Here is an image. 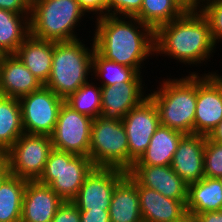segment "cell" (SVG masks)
Listing matches in <instances>:
<instances>
[{"instance_id": "1", "label": "cell", "mask_w": 222, "mask_h": 222, "mask_svg": "<svg viewBox=\"0 0 222 222\" xmlns=\"http://www.w3.org/2000/svg\"><path fill=\"white\" fill-rule=\"evenodd\" d=\"M94 29L95 50L107 60L141 74L144 61L155 56L154 30L136 17L102 16L96 18Z\"/></svg>"}, {"instance_id": "2", "label": "cell", "mask_w": 222, "mask_h": 222, "mask_svg": "<svg viewBox=\"0 0 222 222\" xmlns=\"http://www.w3.org/2000/svg\"><path fill=\"white\" fill-rule=\"evenodd\" d=\"M154 43L156 57L162 54L196 67L208 62L217 47L208 20L199 10H186L180 17L158 27L154 31Z\"/></svg>"}, {"instance_id": "3", "label": "cell", "mask_w": 222, "mask_h": 222, "mask_svg": "<svg viewBox=\"0 0 222 222\" xmlns=\"http://www.w3.org/2000/svg\"><path fill=\"white\" fill-rule=\"evenodd\" d=\"M162 81L159 82V88L156 87L157 90L151 89L148 93L158 109L160 125L183 134H194L197 73L193 71L182 78Z\"/></svg>"}, {"instance_id": "4", "label": "cell", "mask_w": 222, "mask_h": 222, "mask_svg": "<svg viewBox=\"0 0 222 222\" xmlns=\"http://www.w3.org/2000/svg\"><path fill=\"white\" fill-rule=\"evenodd\" d=\"M83 40L53 41L52 70L44 86L64 100L92 78L95 45L91 39L89 48Z\"/></svg>"}, {"instance_id": "5", "label": "cell", "mask_w": 222, "mask_h": 222, "mask_svg": "<svg viewBox=\"0 0 222 222\" xmlns=\"http://www.w3.org/2000/svg\"><path fill=\"white\" fill-rule=\"evenodd\" d=\"M84 15L77 0H32L30 34L54 42L80 39L76 28Z\"/></svg>"}, {"instance_id": "6", "label": "cell", "mask_w": 222, "mask_h": 222, "mask_svg": "<svg viewBox=\"0 0 222 222\" xmlns=\"http://www.w3.org/2000/svg\"><path fill=\"white\" fill-rule=\"evenodd\" d=\"M94 167L90 157L53 148L37 181L49 185L63 201H72Z\"/></svg>"}, {"instance_id": "7", "label": "cell", "mask_w": 222, "mask_h": 222, "mask_svg": "<svg viewBox=\"0 0 222 222\" xmlns=\"http://www.w3.org/2000/svg\"><path fill=\"white\" fill-rule=\"evenodd\" d=\"M89 157L95 167L129 171V147L122 121L93 119Z\"/></svg>"}, {"instance_id": "8", "label": "cell", "mask_w": 222, "mask_h": 222, "mask_svg": "<svg viewBox=\"0 0 222 222\" xmlns=\"http://www.w3.org/2000/svg\"><path fill=\"white\" fill-rule=\"evenodd\" d=\"M52 149L49 135L24 132L4 154L10 174L27 181L38 180Z\"/></svg>"}, {"instance_id": "9", "label": "cell", "mask_w": 222, "mask_h": 222, "mask_svg": "<svg viewBox=\"0 0 222 222\" xmlns=\"http://www.w3.org/2000/svg\"><path fill=\"white\" fill-rule=\"evenodd\" d=\"M18 100L24 132L50 136L54 131L64 99L43 86Z\"/></svg>"}, {"instance_id": "10", "label": "cell", "mask_w": 222, "mask_h": 222, "mask_svg": "<svg viewBox=\"0 0 222 222\" xmlns=\"http://www.w3.org/2000/svg\"><path fill=\"white\" fill-rule=\"evenodd\" d=\"M92 121L89 116L80 114L63 102L50 135L53 148L89 157Z\"/></svg>"}, {"instance_id": "11", "label": "cell", "mask_w": 222, "mask_h": 222, "mask_svg": "<svg viewBox=\"0 0 222 222\" xmlns=\"http://www.w3.org/2000/svg\"><path fill=\"white\" fill-rule=\"evenodd\" d=\"M197 73L194 134L208 136L222 120V75L217 71Z\"/></svg>"}, {"instance_id": "12", "label": "cell", "mask_w": 222, "mask_h": 222, "mask_svg": "<svg viewBox=\"0 0 222 222\" xmlns=\"http://www.w3.org/2000/svg\"><path fill=\"white\" fill-rule=\"evenodd\" d=\"M129 147V170L146 151L150 139L160 125L159 112L148 96L131 109L122 120Z\"/></svg>"}, {"instance_id": "13", "label": "cell", "mask_w": 222, "mask_h": 222, "mask_svg": "<svg viewBox=\"0 0 222 222\" xmlns=\"http://www.w3.org/2000/svg\"><path fill=\"white\" fill-rule=\"evenodd\" d=\"M127 175L116 168L94 167L72 200L79 210H109L116 185Z\"/></svg>"}, {"instance_id": "14", "label": "cell", "mask_w": 222, "mask_h": 222, "mask_svg": "<svg viewBox=\"0 0 222 222\" xmlns=\"http://www.w3.org/2000/svg\"><path fill=\"white\" fill-rule=\"evenodd\" d=\"M206 135L185 134L173 155L171 168L187 184L204 177V148Z\"/></svg>"}, {"instance_id": "15", "label": "cell", "mask_w": 222, "mask_h": 222, "mask_svg": "<svg viewBox=\"0 0 222 222\" xmlns=\"http://www.w3.org/2000/svg\"><path fill=\"white\" fill-rule=\"evenodd\" d=\"M128 173L141 185L167 198L187 201L188 185L168 166L133 165Z\"/></svg>"}, {"instance_id": "16", "label": "cell", "mask_w": 222, "mask_h": 222, "mask_svg": "<svg viewBox=\"0 0 222 222\" xmlns=\"http://www.w3.org/2000/svg\"><path fill=\"white\" fill-rule=\"evenodd\" d=\"M145 82H125L101 86V117L122 121L125 115L148 97ZM145 88V89H144Z\"/></svg>"}, {"instance_id": "17", "label": "cell", "mask_w": 222, "mask_h": 222, "mask_svg": "<svg viewBox=\"0 0 222 222\" xmlns=\"http://www.w3.org/2000/svg\"><path fill=\"white\" fill-rule=\"evenodd\" d=\"M63 200L49 185L27 181L23 201L21 222H52Z\"/></svg>"}, {"instance_id": "18", "label": "cell", "mask_w": 222, "mask_h": 222, "mask_svg": "<svg viewBox=\"0 0 222 222\" xmlns=\"http://www.w3.org/2000/svg\"><path fill=\"white\" fill-rule=\"evenodd\" d=\"M43 86L16 54L0 55V95L19 99Z\"/></svg>"}, {"instance_id": "19", "label": "cell", "mask_w": 222, "mask_h": 222, "mask_svg": "<svg viewBox=\"0 0 222 222\" xmlns=\"http://www.w3.org/2000/svg\"><path fill=\"white\" fill-rule=\"evenodd\" d=\"M127 176L137 185L143 222H175L187 214V201L167 198L154 189L141 186L128 172Z\"/></svg>"}, {"instance_id": "20", "label": "cell", "mask_w": 222, "mask_h": 222, "mask_svg": "<svg viewBox=\"0 0 222 222\" xmlns=\"http://www.w3.org/2000/svg\"><path fill=\"white\" fill-rule=\"evenodd\" d=\"M15 54L43 85L47 83L52 70L53 41L30 34Z\"/></svg>"}, {"instance_id": "21", "label": "cell", "mask_w": 222, "mask_h": 222, "mask_svg": "<svg viewBox=\"0 0 222 222\" xmlns=\"http://www.w3.org/2000/svg\"><path fill=\"white\" fill-rule=\"evenodd\" d=\"M180 131L159 125L150 139L146 151L133 165L168 166L171 165L173 155L177 150L181 138Z\"/></svg>"}, {"instance_id": "22", "label": "cell", "mask_w": 222, "mask_h": 222, "mask_svg": "<svg viewBox=\"0 0 222 222\" xmlns=\"http://www.w3.org/2000/svg\"><path fill=\"white\" fill-rule=\"evenodd\" d=\"M109 215L111 222H143L137 185L127 175L113 191Z\"/></svg>"}, {"instance_id": "23", "label": "cell", "mask_w": 222, "mask_h": 222, "mask_svg": "<svg viewBox=\"0 0 222 222\" xmlns=\"http://www.w3.org/2000/svg\"><path fill=\"white\" fill-rule=\"evenodd\" d=\"M222 210V184L220 179L203 177L188 185L186 211L196 215L207 211Z\"/></svg>"}, {"instance_id": "24", "label": "cell", "mask_w": 222, "mask_h": 222, "mask_svg": "<svg viewBox=\"0 0 222 222\" xmlns=\"http://www.w3.org/2000/svg\"><path fill=\"white\" fill-rule=\"evenodd\" d=\"M30 15L0 9V55L15 54L30 35Z\"/></svg>"}, {"instance_id": "25", "label": "cell", "mask_w": 222, "mask_h": 222, "mask_svg": "<svg viewBox=\"0 0 222 222\" xmlns=\"http://www.w3.org/2000/svg\"><path fill=\"white\" fill-rule=\"evenodd\" d=\"M23 133L19 100L0 95V151L5 154Z\"/></svg>"}, {"instance_id": "26", "label": "cell", "mask_w": 222, "mask_h": 222, "mask_svg": "<svg viewBox=\"0 0 222 222\" xmlns=\"http://www.w3.org/2000/svg\"><path fill=\"white\" fill-rule=\"evenodd\" d=\"M27 180L9 174L0 184V222H21Z\"/></svg>"}, {"instance_id": "27", "label": "cell", "mask_w": 222, "mask_h": 222, "mask_svg": "<svg viewBox=\"0 0 222 222\" xmlns=\"http://www.w3.org/2000/svg\"><path fill=\"white\" fill-rule=\"evenodd\" d=\"M92 72L93 79H98V84L101 83L100 86L121 85L125 82H144L142 74L136 69L107 60L96 50L93 53Z\"/></svg>"}, {"instance_id": "28", "label": "cell", "mask_w": 222, "mask_h": 222, "mask_svg": "<svg viewBox=\"0 0 222 222\" xmlns=\"http://www.w3.org/2000/svg\"><path fill=\"white\" fill-rule=\"evenodd\" d=\"M185 11L177 0H143L140 11L134 17L155 31L180 17Z\"/></svg>"}, {"instance_id": "29", "label": "cell", "mask_w": 222, "mask_h": 222, "mask_svg": "<svg viewBox=\"0 0 222 222\" xmlns=\"http://www.w3.org/2000/svg\"><path fill=\"white\" fill-rule=\"evenodd\" d=\"M92 80L83 84L74 93L69 95L64 102L80 114L95 119L101 116L102 99L101 86L92 82Z\"/></svg>"}, {"instance_id": "30", "label": "cell", "mask_w": 222, "mask_h": 222, "mask_svg": "<svg viewBox=\"0 0 222 222\" xmlns=\"http://www.w3.org/2000/svg\"><path fill=\"white\" fill-rule=\"evenodd\" d=\"M204 177H222V144L206 137L204 148Z\"/></svg>"}, {"instance_id": "31", "label": "cell", "mask_w": 222, "mask_h": 222, "mask_svg": "<svg viewBox=\"0 0 222 222\" xmlns=\"http://www.w3.org/2000/svg\"><path fill=\"white\" fill-rule=\"evenodd\" d=\"M199 11L208 20L213 42H222V0H204Z\"/></svg>"}, {"instance_id": "32", "label": "cell", "mask_w": 222, "mask_h": 222, "mask_svg": "<svg viewBox=\"0 0 222 222\" xmlns=\"http://www.w3.org/2000/svg\"><path fill=\"white\" fill-rule=\"evenodd\" d=\"M142 3L143 0H109L107 15L134 17Z\"/></svg>"}, {"instance_id": "33", "label": "cell", "mask_w": 222, "mask_h": 222, "mask_svg": "<svg viewBox=\"0 0 222 222\" xmlns=\"http://www.w3.org/2000/svg\"><path fill=\"white\" fill-rule=\"evenodd\" d=\"M52 222H81L80 211L72 201H64L55 213Z\"/></svg>"}, {"instance_id": "34", "label": "cell", "mask_w": 222, "mask_h": 222, "mask_svg": "<svg viewBox=\"0 0 222 222\" xmlns=\"http://www.w3.org/2000/svg\"><path fill=\"white\" fill-rule=\"evenodd\" d=\"M77 2L86 14L92 13L96 18L107 15L109 0H77Z\"/></svg>"}, {"instance_id": "35", "label": "cell", "mask_w": 222, "mask_h": 222, "mask_svg": "<svg viewBox=\"0 0 222 222\" xmlns=\"http://www.w3.org/2000/svg\"><path fill=\"white\" fill-rule=\"evenodd\" d=\"M32 0H0V9L16 14H31Z\"/></svg>"}, {"instance_id": "36", "label": "cell", "mask_w": 222, "mask_h": 222, "mask_svg": "<svg viewBox=\"0 0 222 222\" xmlns=\"http://www.w3.org/2000/svg\"><path fill=\"white\" fill-rule=\"evenodd\" d=\"M81 222H111L109 210H79Z\"/></svg>"}, {"instance_id": "37", "label": "cell", "mask_w": 222, "mask_h": 222, "mask_svg": "<svg viewBox=\"0 0 222 222\" xmlns=\"http://www.w3.org/2000/svg\"><path fill=\"white\" fill-rule=\"evenodd\" d=\"M195 216L199 222H222V210L202 212Z\"/></svg>"}, {"instance_id": "38", "label": "cell", "mask_w": 222, "mask_h": 222, "mask_svg": "<svg viewBox=\"0 0 222 222\" xmlns=\"http://www.w3.org/2000/svg\"><path fill=\"white\" fill-rule=\"evenodd\" d=\"M204 0H177L185 10H200Z\"/></svg>"}, {"instance_id": "39", "label": "cell", "mask_w": 222, "mask_h": 222, "mask_svg": "<svg viewBox=\"0 0 222 222\" xmlns=\"http://www.w3.org/2000/svg\"><path fill=\"white\" fill-rule=\"evenodd\" d=\"M208 137L211 140L222 144V120L211 131V133L208 135Z\"/></svg>"}, {"instance_id": "40", "label": "cell", "mask_w": 222, "mask_h": 222, "mask_svg": "<svg viewBox=\"0 0 222 222\" xmlns=\"http://www.w3.org/2000/svg\"><path fill=\"white\" fill-rule=\"evenodd\" d=\"M9 174V166L6 159L4 158L2 161H0V184Z\"/></svg>"}, {"instance_id": "41", "label": "cell", "mask_w": 222, "mask_h": 222, "mask_svg": "<svg viewBox=\"0 0 222 222\" xmlns=\"http://www.w3.org/2000/svg\"><path fill=\"white\" fill-rule=\"evenodd\" d=\"M175 222H199L195 215L185 214L180 220Z\"/></svg>"}, {"instance_id": "42", "label": "cell", "mask_w": 222, "mask_h": 222, "mask_svg": "<svg viewBox=\"0 0 222 222\" xmlns=\"http://www.w3.org/2000/svg\"><path fill=\"white\" fill-rule=\"evenodd\" d=\"M4 159V154L0 151V161Z\"/></svg>"}]
</instances>
